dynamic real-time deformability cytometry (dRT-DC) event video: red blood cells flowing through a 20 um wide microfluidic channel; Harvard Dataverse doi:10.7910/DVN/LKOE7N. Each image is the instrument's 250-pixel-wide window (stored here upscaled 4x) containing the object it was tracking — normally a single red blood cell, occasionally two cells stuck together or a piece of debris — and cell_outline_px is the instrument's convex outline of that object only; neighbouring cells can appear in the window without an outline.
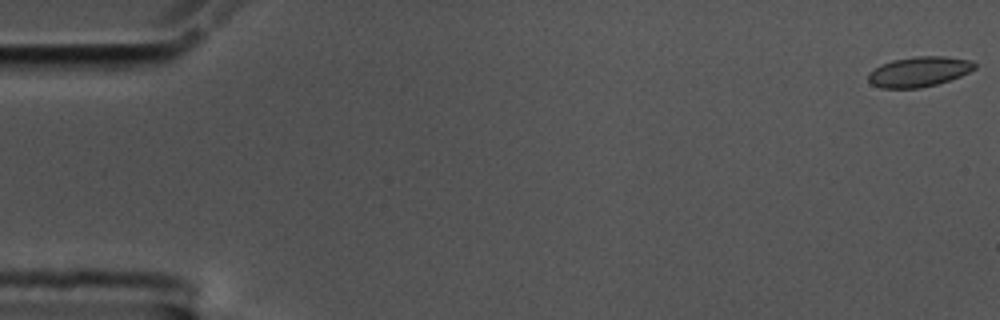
{"species": "common noctule bat (a hibernating species)", "species_latin": "Nyctalus noctula", "temperature_condition": "cold", "stored_images_in_passage": 57, "camera_frame_rate_fps": 3000, "um_per_image_px": 0.085, "animal": {"sex": "male", "body_mass_g": 17.5, "forearm_length_mm": 52.3}, "frame": {"image": 1, "passage_image": 1, "time_ms": 0.0, "image_size_px": [1000, 320], "cell_outline_px": [[976, 68], [960, 76], [936, 84], [920, 88], [880, 88], [872, 84], [868, 80], [868, 72], [880, 64], [892, 60], [916, 56], [944, 56], [972, 60], [976, 64]], "centroid_in_image_um": [78.09, 6.08], "position_along_channel_um": 6.9, "area_um2": 18.73}}
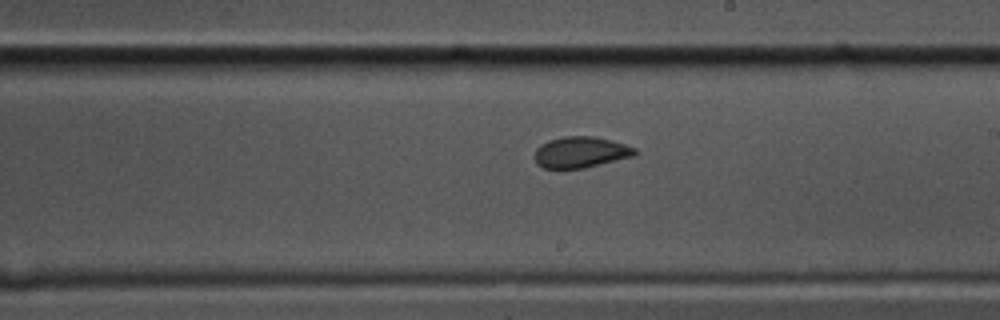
{"frame": {"image": 2, "passage_image": 33, "time_ms": 10.667, "image_size_px": [1000, 320], "cell_outline_px": [[636, 152], [632, 156], [584, 168], [544, 168], [536, 164], [532, 156], [536, 148], [540, 144], [548, 140], [564, 136], [592, 136], [624, 144], [636, 148]], "centroid_in_image_um": [49.27, 12.94], "position_along_channel_um": 239.7, "area_um2": 18.09}}
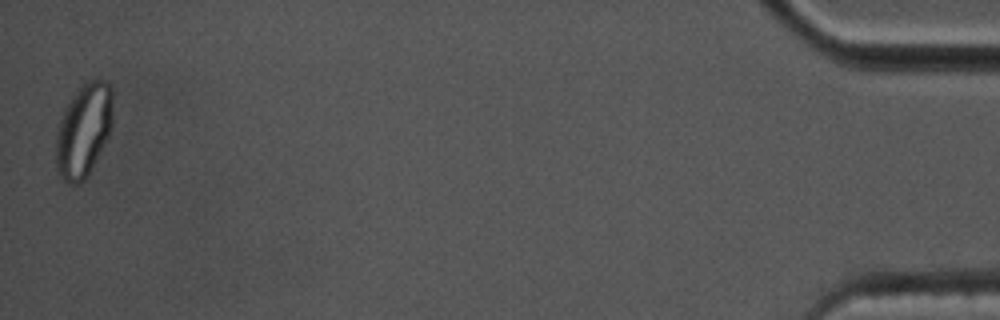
{"frame": {"image": 3, "passage_image": 57, "time_ms": 18.667, "image_size_px": [1000, 320], "cell_outline_px": [[112, 128], [108, 136], [84, 180], [80, 184], [68, 184], [64, 180], [56, 168], [56, 132], [64, 108], [72, 96], [84, 80], [104, 80], [112, 88]], "centroid_in_image_um": [7.1, 11.04], "position_along_channel_um": 428.1, "area_um2": 30.87}, "authors_computed_cell_mechanics": {"area_um2": 18.785, "velocity_mm_per_s": 3.507, "shape_relaxation_time_tau1_ms": 6.358, "shape_relaxation_time_tau2_ms": null, "deformation_change_tau1": 0.1025, "deformation_change_tau2": null}}